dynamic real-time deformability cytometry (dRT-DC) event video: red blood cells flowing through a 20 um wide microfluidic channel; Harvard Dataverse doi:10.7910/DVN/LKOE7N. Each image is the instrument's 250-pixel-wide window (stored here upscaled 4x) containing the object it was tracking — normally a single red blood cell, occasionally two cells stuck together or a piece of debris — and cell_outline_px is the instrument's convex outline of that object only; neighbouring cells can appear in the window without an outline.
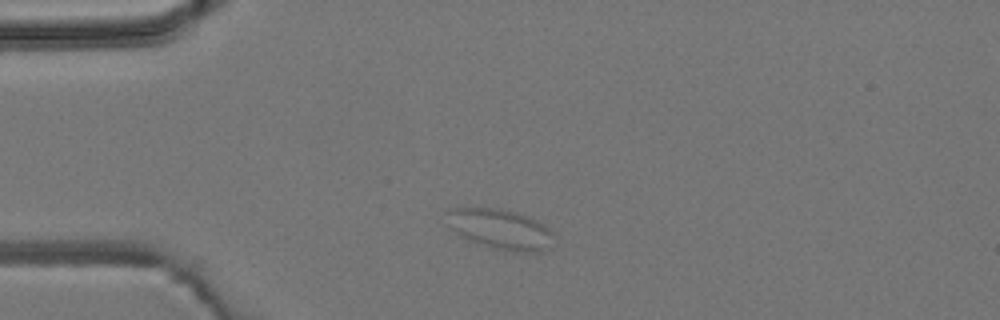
{"species": "common noctule bat (a hibernating species)", "species_latin": "Nyctalus noctula", "temperature_condition": "room temperature", "stored_images_in_passage": 2, "camera_frame_rate_fps": 3000, "um_per_image_px": 0.085, "animal": {"sex": "male", "body_mass_g": 19.2, "forearm_length_mm": 51.8}, "frame": {"image": 1, "passage_image": 1, "time_ms": 0.0, "image_size_px": [1000, 320], "cell_outline_px": [[552, 236], [548, 248], [540, 252], [504, 252], [468, 240], [460, 236], [448, 228], [444, 212], [456, 208], [500, 208], [516, 212], [528, 216], [548, 228], [552, 232]], "centroid_in_image_um": [42.45, 19.49], "position_along_channel_um": 42.5, "area_um2": 25.32}}